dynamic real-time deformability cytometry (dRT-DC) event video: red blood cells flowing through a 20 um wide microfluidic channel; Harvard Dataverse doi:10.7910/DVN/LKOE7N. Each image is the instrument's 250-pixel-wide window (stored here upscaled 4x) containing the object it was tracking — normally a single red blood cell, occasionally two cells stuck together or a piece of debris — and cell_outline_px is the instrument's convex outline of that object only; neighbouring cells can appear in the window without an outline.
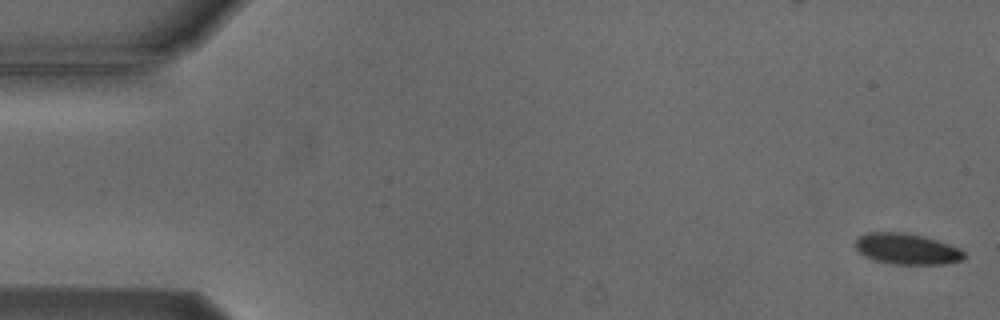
{"species": "Egyptian fruit bat (a non-hibernating species)", "species_latin": "Rousettus aegyptiacus", "temperature_condition": "cold", "stored_images_in_passage": 6, "camera_frame_rate_fps": 3000, "um_per_image_px": 0.085, "animal": {"sex": "male"}, "frame": {"image": 1, "passage_image": 1, "time_ms": 0.0, "image_size_px": [1000, 320], "cell_outline_px": [[964, 260], [944, 264], [892, 264], [876, 260], [864, 256], [856, 252], [856, 240], [860, 236], [868, 232], [904, 232], [924, 236], [948, 244], [964, 252]], "centroid_in_image_um": [77.05, 21.16], "position_along_channel_um": 8.0, "area_um2": 19.54}}
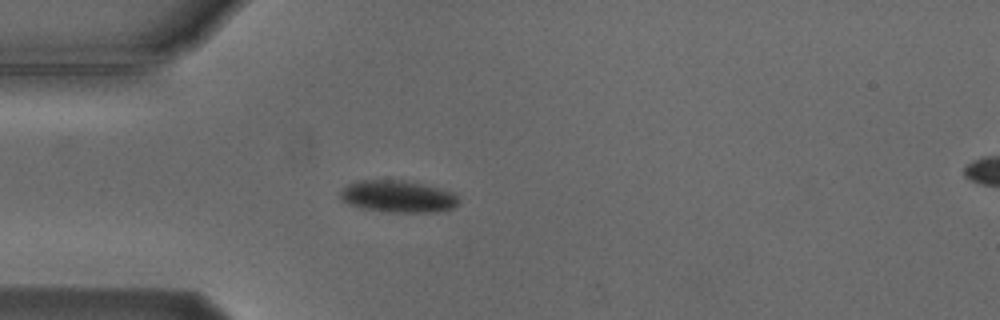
{"frame": {"image": 2, "passage_image": 5, "time_ms": 4.667, "image_size_px": [1000, 320], "cell_outline_px": [[460, 200], [452, 208], [436, 212], [388, 212], [360, 208], [348, 204], [340, 200], [340, 192], [348, 184], [360, 180], [404, 180], [424, 184], [440, 188], [452, 192]], "centroid_in_image_um": [33.79, 16.7], "position_along_channel_um": 51.2, "area_um2": 22.14}}